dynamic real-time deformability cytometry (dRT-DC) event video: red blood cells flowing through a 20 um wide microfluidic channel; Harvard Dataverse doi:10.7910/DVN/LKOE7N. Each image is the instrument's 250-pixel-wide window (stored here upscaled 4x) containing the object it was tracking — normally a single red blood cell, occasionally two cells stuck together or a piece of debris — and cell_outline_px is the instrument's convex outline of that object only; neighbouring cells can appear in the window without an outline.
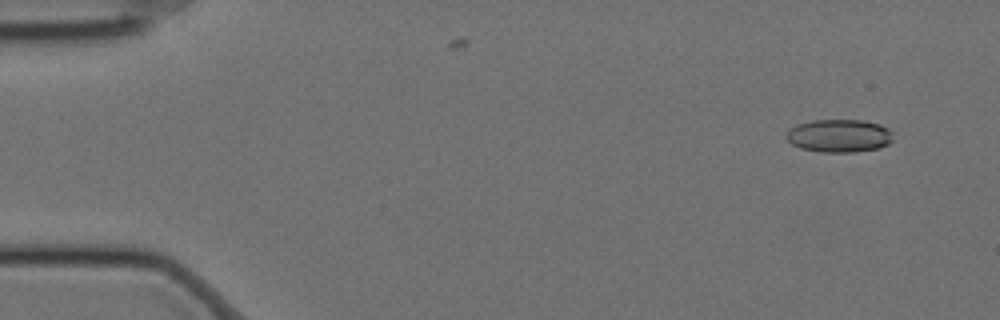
{"species": "Egyptian fruit bat (a non-hibernating species)", "species_latin": "Rousettus aegyptiacus", "temperature_condition": "cold", "stored_images_in_passage": 58, "camera_frame_rate_fps": 3000, "um_per_image_px": 0.085, "animal": {"sex": "female"}, "frame": {"image": 1, "passage_image": 4, "time_ms": 1.0, "image_size_px": [1000, 320], "cell_outline_px": [[892, 140], [888, 144], [880, 148], [856, 152], [820, 152], [800, 148], [792, 144], [784, 136], [788, 128], [796, 124], [812, 120], [864, 120], [880, 124], [888, 128], [892, 132]], "centroid_in_image_um": [71.31, 11.54], "position_along_channel_um": 13.7, "area_um2": 20.87}}
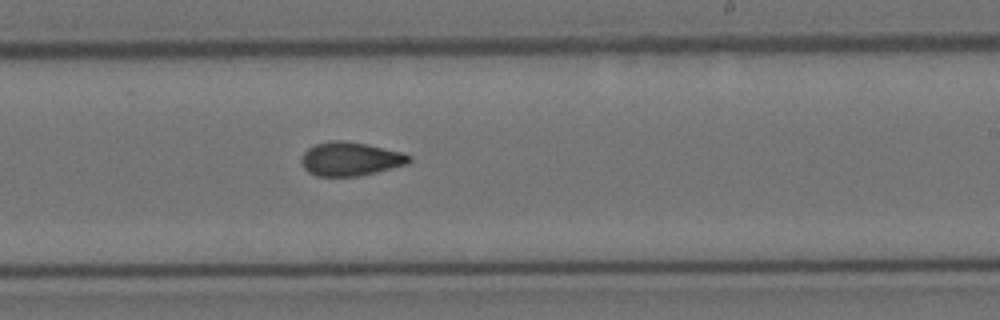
{"frame": {"image": 2, "passage_image": 35, "time_ms": 11.333, "image_size_px": [1000, 320], "cell_outline_px": [[412, 160], [408, 164], [360, 176], [316, 176], [308, 172], [304, 168], [300, 160], [300, 156], [308, 148], [316, 144], [332, 140], [340, 140], [368, 144], [400, 152], [412, 156]], "centroid_in_image_um": [29.77, 13.51], "position_along_channel_um": 259.2, "area_um2": 21.27}}
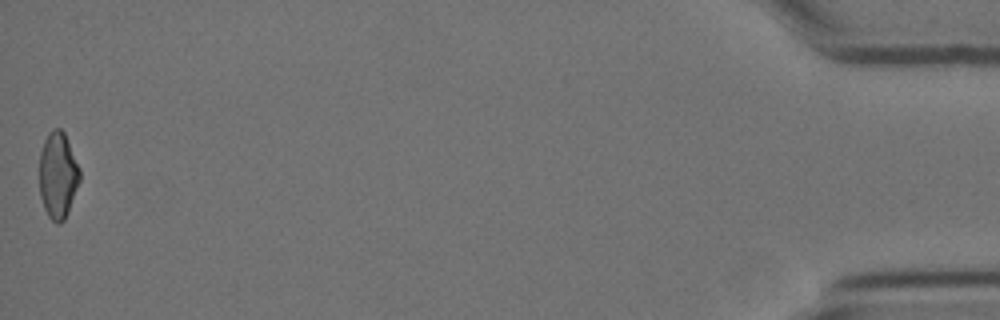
{"frame": {"image": 3, "passage_image": 58, "time_ms": 19.0, "image_size_px": [1000, 320], "cell_outline_px": [[80, 180], [68, 212], [64, 220], [60, 224], [56, 224], [48, 216], [44, 208], [40, 196], [40, 152], [44, 140], [48, 132], [52, 128], [60, 128], [64, 132], [80, 168]], "centroid_in_image_um": [4.92, 14.89], "position_along_channel_um": 430.3, "area_um2": 20.4}, "authors_computed_cell_mechanics": {"area_um2": 20.9525, "velocity_mm_per_s": 3.4748, "shape_relaxation_time_tau1_ms": null, "shape_relaxation_time_tau2_ms": 3.3663, "deformation_change_tau1": null, "deformation_change_tau2": 0.0991}}